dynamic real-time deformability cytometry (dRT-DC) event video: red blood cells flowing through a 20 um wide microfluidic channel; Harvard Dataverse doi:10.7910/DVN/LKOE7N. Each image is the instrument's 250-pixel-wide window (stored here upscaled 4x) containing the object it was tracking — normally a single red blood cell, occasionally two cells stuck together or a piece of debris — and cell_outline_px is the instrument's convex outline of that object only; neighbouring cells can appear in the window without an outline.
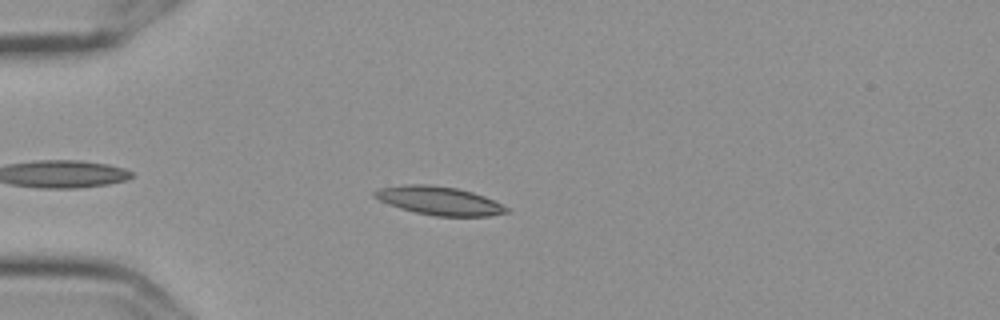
{"species": "Egyptian fruit bat (a non-hibernating species)", "species_latin": "Rousettus aegyptiacus", "temperature_condition": "cold", "stored_images_in_passage": 45, "camera_frame_rate_fps": 3000, "um_per_image_px": 0.085, "frame": {"image": 1, "passage_image": 7, "time_ms": 2.0, "image_size_px": [1000, 320], "cell_outline_px": [[508, 212], [488, 216], [436, 216], [416, 212], [400, 208], [388, 204], [372, 196], [372, 192], [380, 188], [404, 184], [428, 184], [456, 188], [472, 192], [484, 196], [508, 208]], "centroid_in_image_um": [37.29, 17.05], "position_along_channel_um": 47.7, "area_um2": 21.68}}
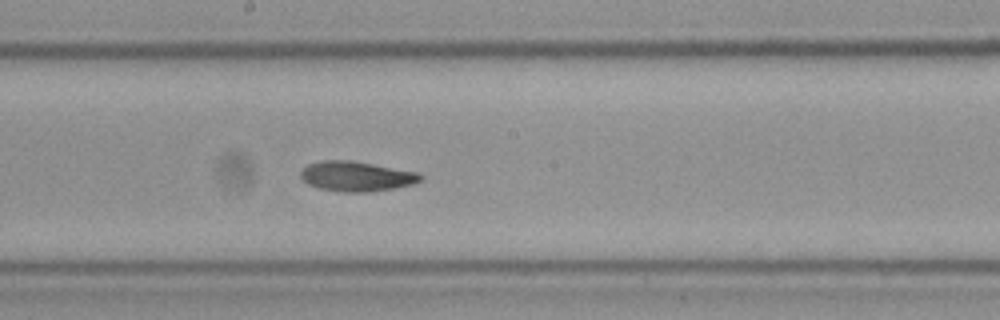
{"frame": {"image": 2, "passage_image": 23, "time_ms": 7.333, "image_size_px": [1000, 320], "cell_outline_px": [[424, 176], [420, 180], [412, 184], [392, 188], [368, 192], [344, 192], [316, 188], [308, 184], [300, 176], [300, 172], [308, 164], [320, 160], [352, 160], [416, 172]], "centroid_in_image_um": [30.25, 14.98], "position_along_channel_um": 218.0, "area_um2": 20.81}}
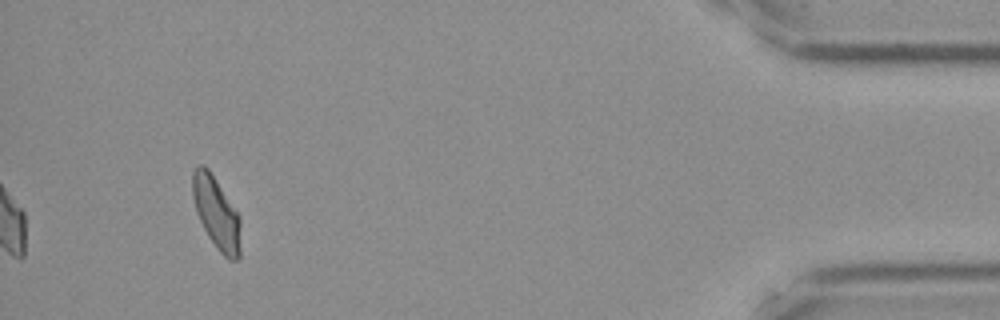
{"frame": {"image": 3, "passage_image": 45, "time_ms": 14.667, "image_size_px": [1000, 320], "cell_outline_px": [[240, 256], [236, 260], [228, 260], [216, 248], [208, 236], [196, 212], [192, 196], [192, 172], [200, 164], [204, 164], [208, 168], [240, 216]], "centroid_in_image_um": [18.39, 18.11], "position_along_channel_um": 416.8, "area_um2": 20.17}, "authors_computed_cell_mechanics": {"area_um2": 20.7502, "velocity_mm_per_s": 3.5742, "shape_relaxation_time_tau1_ms": 6.3855, "shape_relaxation_time_tau2_ms": 4.104, "deformation_change_tau1": 0.1469, "deformation_change_tau2": 0.1072}}